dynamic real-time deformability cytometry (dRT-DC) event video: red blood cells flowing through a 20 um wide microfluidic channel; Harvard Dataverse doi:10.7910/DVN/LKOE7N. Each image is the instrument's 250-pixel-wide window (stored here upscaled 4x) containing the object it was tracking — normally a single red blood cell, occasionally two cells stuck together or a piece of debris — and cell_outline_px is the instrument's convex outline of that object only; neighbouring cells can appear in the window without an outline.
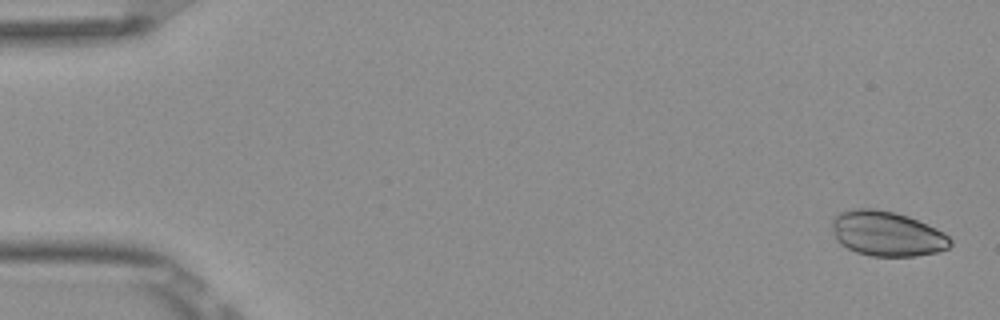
{"species": "Egyptian fruit bat (a non-hibernating species)", "species_latin": "Rousettus aegyptiacus", "temperature_condition": "room temperature", "stored_images_in_passage": 53, "camera_frame_rate_fps": 3000, "um_per_image_px": 0.085, "frame": {"image": 1, "passage_image": 2, "time_ms": 0.333, "image_size_px": [1000, 320], "cell_outline_px": [[952, 244], [948, 248], [936, 252], [916, 256], [872, 256], [856, 252], [840, 244], [836, 240], [832, 228], [832, 220], [840, 212], [856, 208], [872, 208], [892, 212], [908, 216], [936, 228], [944, 232], [952, 240]], "centroid_in_image_um": [75.39, 19.87], "position_along_channel_um": 9.6, "area_um2": 30.92}}
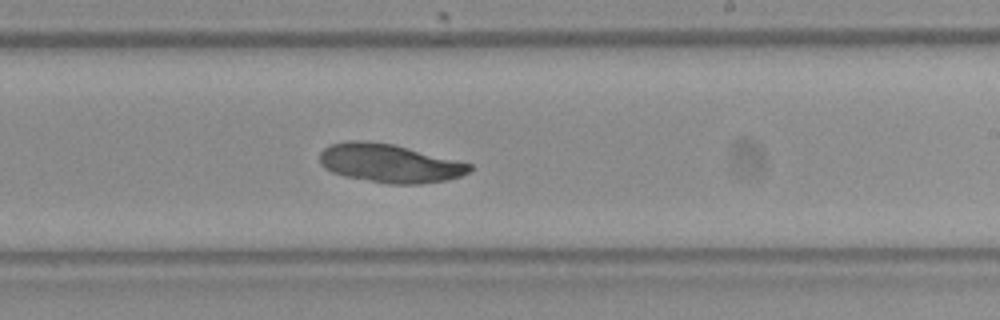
{"frame": {"image": 2, "passage_image": 32, "time_ms": 10.333, "image_size_px": [1000, 320], "cell_outline_px": [[472, 168], [468, 172], [460, 176], [448, 180], [420, 184], [388, 184], [344, 176], [332, 172], [324, 168], [320, 164], [320, 152], [328, 144], [348, 140], [356, 140], [392, 144], [472, 164]], "centroid_in_image_um": [33.07, 13.88], "position_along_channel_um": 255.9, "area_um2": 33.58}}
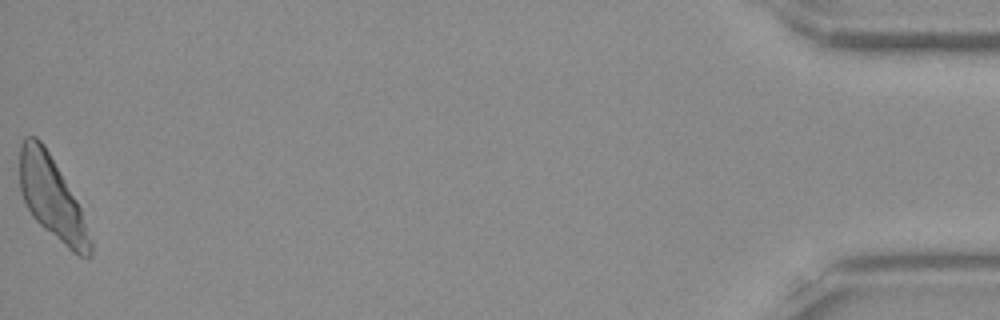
{"frame": {"image": 3, "passage_image": 53, "time_ms": 17.333, "image_size_px": [1000, 320], "cell_outline_px": [[92, 256], [80, 256], [72, 252], [44, 228], [32, 216], [24, 200], [20, 188], [20, 144], [24, 136], [36, 136], [44, 144], [76, 200], [80, 208], [92, 240]], "centroid_in_image_um": [4.4, 16.82], "position_along_channel_um": 430.8, "area_um2": 33.29}}